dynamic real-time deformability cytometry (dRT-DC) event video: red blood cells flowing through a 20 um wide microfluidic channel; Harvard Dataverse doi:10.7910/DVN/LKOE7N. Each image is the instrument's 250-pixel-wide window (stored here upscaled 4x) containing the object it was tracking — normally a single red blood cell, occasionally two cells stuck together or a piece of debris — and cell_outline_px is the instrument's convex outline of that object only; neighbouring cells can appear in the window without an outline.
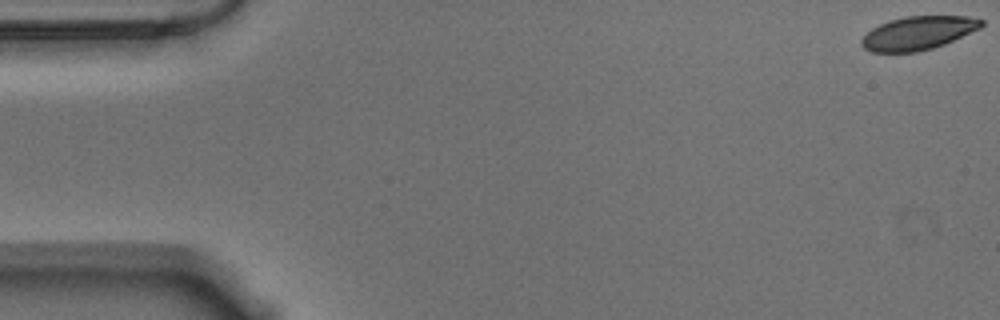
{"species": "Egyptian fruit bat (a non-hibernating species)", "species_latin": "Rousettus aegyptiacus", "temperature_condition": "warm", "stored_images_in_passage": 57, "camera_frame_rate_fps": 3000, "um_per_image_px": 0.085, "animal": {"sex": "male"}, "frame": {"image": 1, "passage_image": 1, "time_ms": 0.0, "image_size_px": [1000, 320], "cell_outline_px": [[984, 24], [980, 28], [944, 44], [932, 48], [916, 52], [872, 52], [864, 48], [860, 44], [860, 40], [872, 28], [888, 20], [908, 16], [968, 16], [984, 20]], "centroid_in_image_um": [78.03, 2.8], "position_along_channel_um": 7.0, "area_um2": 23.29}}
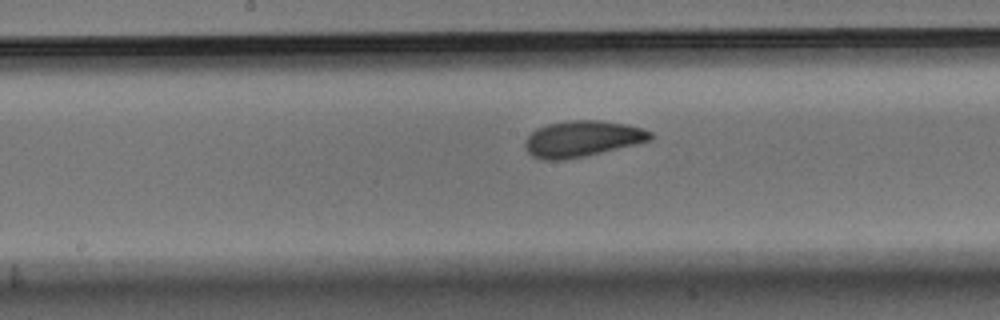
{"frame": {"image": 2, "passage_image": 29, "time_ms": 9.333, "image_size_px": [1000, 320], "cell_outline_px": [[656, 136], [652, 140], [636, 144], [584, 156], [564, 160], [544, 160], [532, 156], [528, 152], [524, 144], [528, 136], [536, 128], [548, 124], [568, 120], [600, 120], [628, 124], [652, 132]], "centroid_in_image_um": [49.51, 11.79], "position_along_channel_um": 198.7, "area_um2": 26.41}}
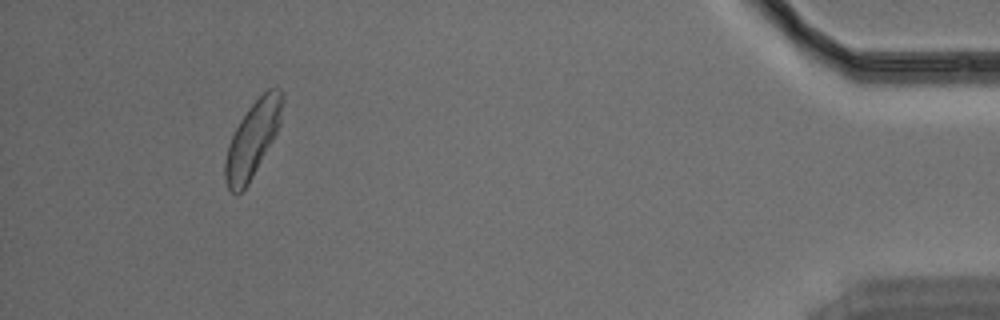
{"frame": {"image": 3, "passage_image": 53, "time_ms": 17.333, "image_size_px": [1000, 320], "cell_outline_px": [[284, 100], [280, 124], [272, 140], [248, 184], [240, 192], [232, 192], [228, 188], [224, 180], [224, 160], [228, 144], [240, 120], [248, 108], [268, 88], [280, 88], [284, 92]], "centroid_in_image_um": [21.47, 11.79], "position_along_channel_um": 413.7, "area_um2": 24.91}, "authors_computed_cell_mechanics": {"area_um2": 25.3164, "velocity_mm_per_s": 3.5269, "shape_relaxation_time_tau1_ms": 3.7421, "shape_relaxation_time_tau2_ms": 1.5077, "deformation_change_tau1": 0.1057, "deformation_change_tau2": 0.047}}